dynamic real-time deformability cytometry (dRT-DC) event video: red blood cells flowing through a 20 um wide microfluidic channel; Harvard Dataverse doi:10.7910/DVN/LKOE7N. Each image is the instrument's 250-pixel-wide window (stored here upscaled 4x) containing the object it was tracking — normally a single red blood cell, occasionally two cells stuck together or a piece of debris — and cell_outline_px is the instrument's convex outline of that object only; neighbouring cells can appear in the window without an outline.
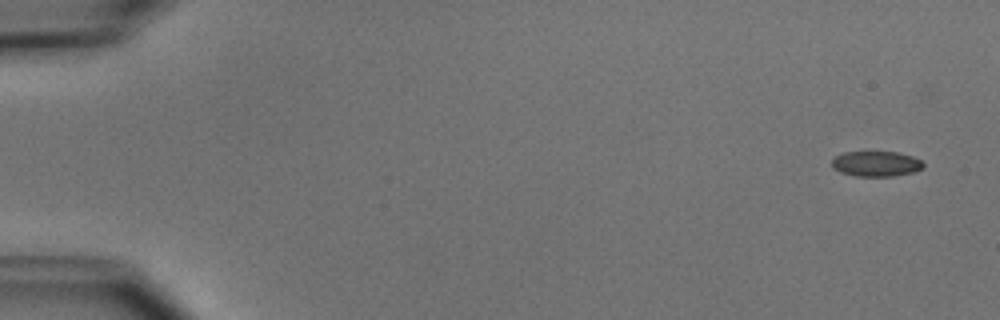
{"species": "common noctule bat (a hibernating species)", "species_latin": "Nyctalus noctula", "temperature_condition": "cold", "stored_images_in_passage": 8, "camera_frame_rate_fps": 3000, "um_per_image_px": 0.085, "animal": {"sex": "male", "body_mass_g": 15.6}, "frame": {"image": 1, "passage_image": 1, "time_ms": 0.0, "image_size_px": [1000, 320], "cell_outline_px": [[924, 168], [912, 172], [892, 176], [856, 176], [840, 172], [832, 168], [832, 160], [836, 156], [844, 152], [896, 152], [912, 156], [920, 160], [924, 164]], "centroid_in_image_um": [74.46, 13.92], "position_along_channel_um": 10.5, "area_um2": 13.41}}
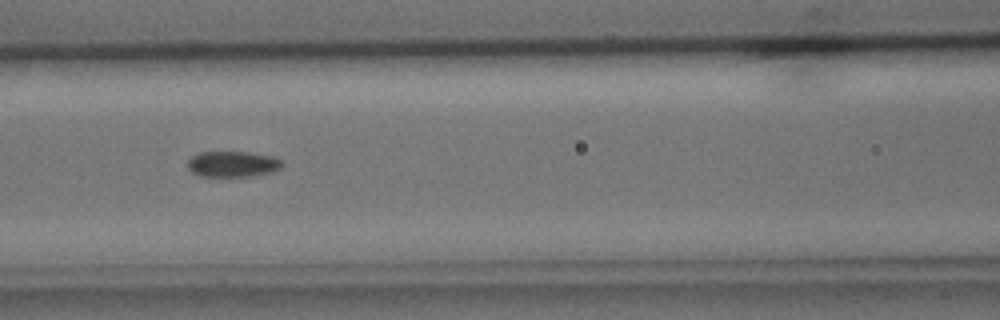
{"frame": {"image": 2, "passage_image": 6, "time_ms": 7.0, "image_size_px": [1000, 320], "cell_outline_px": [[284, 164], [280, 168], [272, 172], [248, 176], [200, 176], [192, 172], [188, 168], [188, 160], [192, 156], [200, 152], [248, 152], [272, 156], [280, 160]], "centroid_in_image_um": [19.77, 13.94], "position_along_channel_um": 146.8, "area_um2": 14.1}}
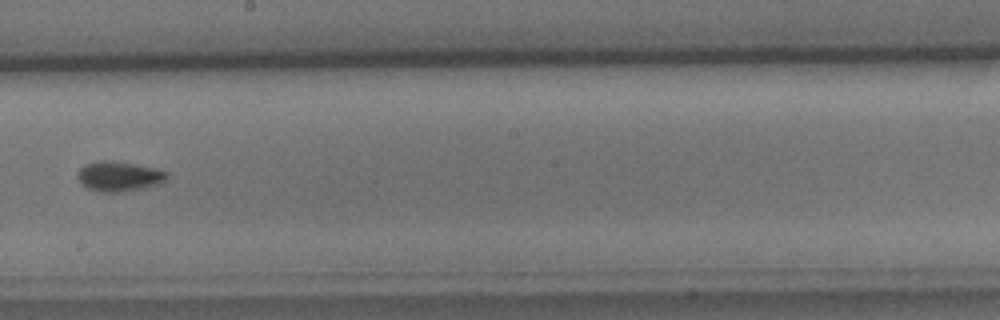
{"frame": {"image": 3, "passage_image": 8, "time_ms": 9.333, "image_size_px": [1000, 320], "cell_outline_px": [[168, 176], [160, 184], [120, 192], [104, 192], [88, 188], [76, 176], [76, 172], [84, 164], [96, 160], [112, 160], [136, 164], [156, 168], [168, 172]], "centroid_in_image_um": [10.1, 14.95], "position_along_channel_um": 238.1, "area_um2": 15.61}}